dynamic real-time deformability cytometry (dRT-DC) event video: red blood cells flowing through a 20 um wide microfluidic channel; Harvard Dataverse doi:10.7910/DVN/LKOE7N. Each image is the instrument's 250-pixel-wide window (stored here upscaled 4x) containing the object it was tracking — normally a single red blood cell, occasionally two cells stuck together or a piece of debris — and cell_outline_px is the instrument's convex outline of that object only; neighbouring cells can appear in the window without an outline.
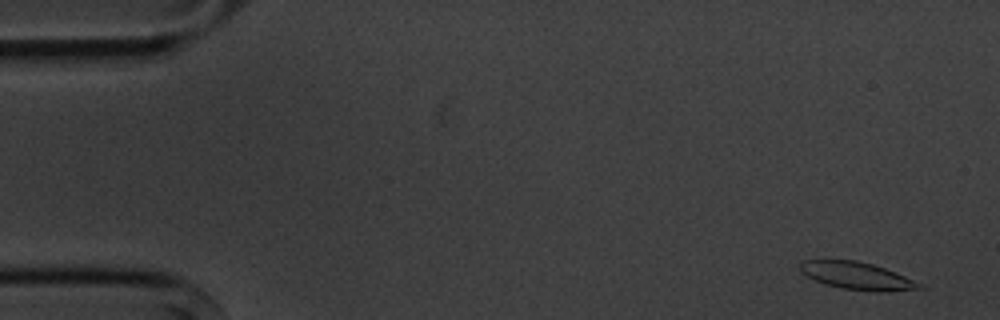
{"species": "common noctule bat (a hibernating species)", "species_latin": "Nyctalus noctula", "temperature_condition": "cold", "stored_images_in_passage": 9, "camera_frame_rate_fps": 3000, "um_per_image_px": 0.085, "animal": {"sex": "male", "body_mass_g": 20.1, "forearm_length_mm": 53.5}, "frame": {"image": 1, "passage_image": 1, "time_ms": 0.0, "image_size_px": [1000, 320], "cell_outline_px": [[924, 288], [884, 292], [876, 292], [840, 288], [816, 280], [800, 272], [800, 264], [804, 260], [856, 260], [872, 264], [884, 268], [924, 284]], "centroid_in_image_um": [72.88, 23.45], "position_along_channel_um": 12.1, "area_um2": 18.9}}
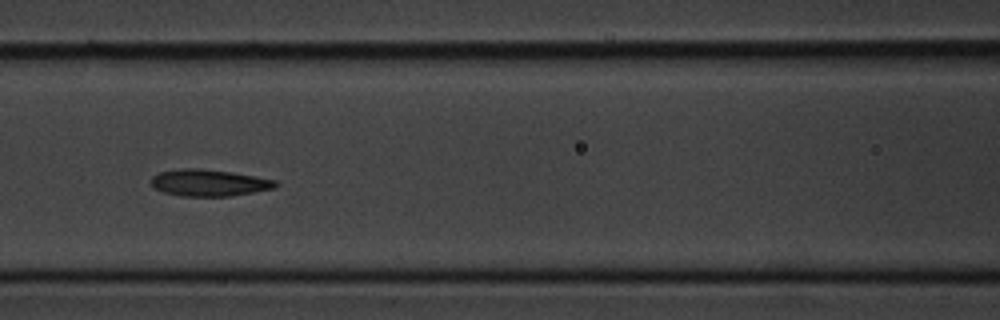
{"frame": {"image": 2, "passage_image": 7, "time_ms": 7.0, "image_size_px": [1000, 320], "cell_outline_px": [[280, 184], [276, 188], [232, 196], [180, 196], [164, 192], [156, 188], [152, 184], [152, 176], [160, 172], [180, 168], [200, 168], [256, 176], [276, 180]], "centroid_in_image_um": [17.81, 15.54], "position_along_channel_um": 148.8, "area_um2": 19.36}}
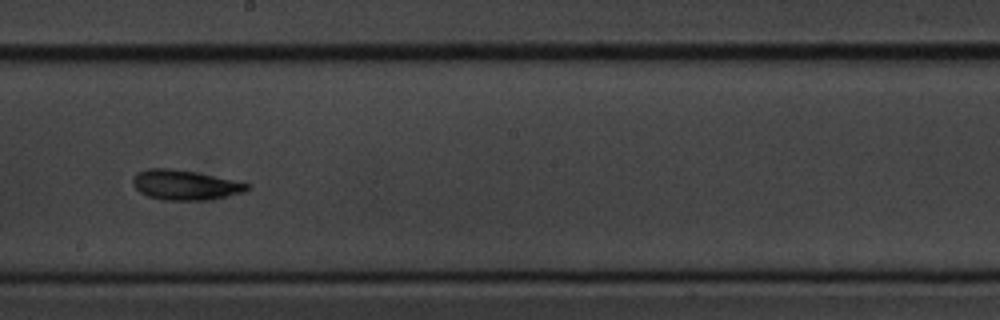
{"frame": {"image": 3, "passage_image": 9, "time_ms": 9.333, "image_size_px": [1000, 320], "cell_outline_px": [[248, 188], [244, 192], [208, 200], [160, 200], [148, 196], [140, 192], [132, 184], [132, 176], [136, 172], [148, 168], [168, 168], [196, 172], [232, 180], [248, 184]], "centroid_in_image_um": [15.65, 15.72], "position_along_channel_um": 232.6, "area_um2": 19.83}}